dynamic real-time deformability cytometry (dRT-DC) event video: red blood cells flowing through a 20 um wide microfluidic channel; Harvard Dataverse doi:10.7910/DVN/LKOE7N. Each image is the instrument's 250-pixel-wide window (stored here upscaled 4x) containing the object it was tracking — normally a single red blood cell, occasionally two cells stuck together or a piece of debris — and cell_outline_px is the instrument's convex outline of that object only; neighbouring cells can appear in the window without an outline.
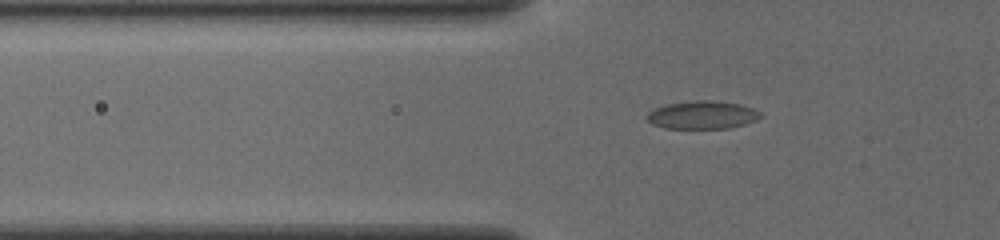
{"species": "common noctule bat (a hibernating species)", "species_latin": "Nyctalus noctula", "temperature_condition": "cold", "stored_images_in_passage": 40, "camera_frame_rate_fps": 3000, "um_per_image_px": 0.085, "animal": {"sex": "female", "body_mass_g": 19.5, "forearm_length_mm": 54.1}, "frame": {"image": 1, "passage_image": 6, "time_ms": 1.667, "image_size_px": [1000, 240], "cell_outline_px": [[764, 116], [756, 120], [744, 124], [728, 128], [664, 128], [652, 124], [648, 120], [648, 112], [656, 108], [668, 104], [700, 100], [704, 100], [740, 104], [752, 108], [760, 112]], "centroid_in_image_um": [59.73, 9.78], "position_along_channel_um": 66.1, "area_um2": 18.21}}
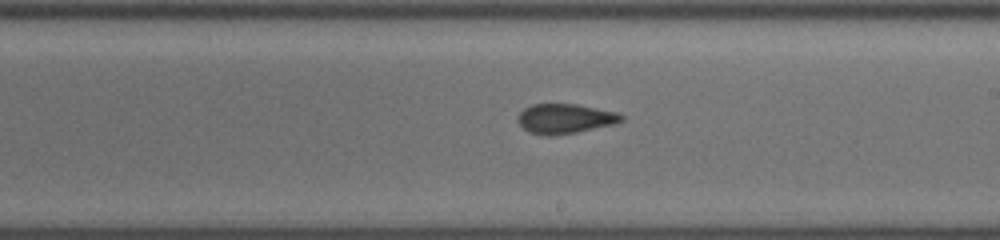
{"frame": {"image": 2, "passage_image": 20, "time_ms": 6.333, "image_size_px": [1000, 240], "cell_outline_px": [[624, 120], [612, 124], [576, 132], [552, 136], [544, 136], [528, 132], [520, 124], [520, 112], [524, 108], [532, 104], [576, 104], [616, 112], [624, 116]], "centroid_in_image_um": [48.02, 10.09], "position_along_channel_um": 241.0, "area_um2": 17.69}}
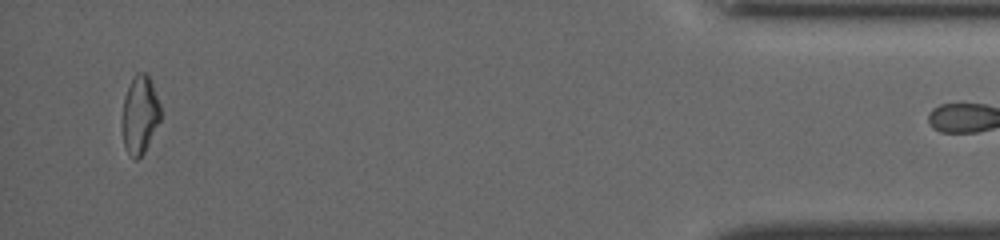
{"frame": {"image": 3, "passage_image": 39, "time_ms": 12.667, "image_size_px": [1000, 240], "cell_outline_px": [[160, 120], [144, 152], [136, 160], [128, 152], [124, 144], [124, 100], [128, 88], [136, 72], [144, 72], [148, 76], [152, 84], [160, 104]], "centroid_in_image_um": [11.92, 9.73], "position_along_channel_um": 423.3, "area_um2": 16.65}}